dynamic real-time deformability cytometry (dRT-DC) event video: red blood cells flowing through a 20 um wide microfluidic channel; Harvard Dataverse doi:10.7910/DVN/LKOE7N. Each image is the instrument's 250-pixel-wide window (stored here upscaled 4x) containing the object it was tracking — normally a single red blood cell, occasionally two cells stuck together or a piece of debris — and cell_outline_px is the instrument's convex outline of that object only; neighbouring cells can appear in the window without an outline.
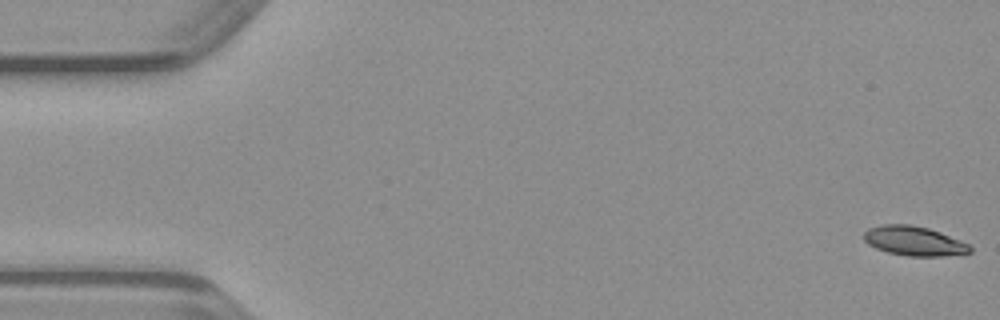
{"species": "common noctule bat (a hibernating species)", "species_latin": "Nyctalus noctula", "temperature_condition": "warm", "stored_images_in_passage": 50, "segment_of_instrument_passage": [1, 2], "camera_frame_rate_fps": 3000, "um_per_image_px": 0.085, "animal": {"sex": "male", "body_mass_g": 23.1, "forearm_length_mm": 52.7}, "frame": {"image": 1, "passage_image": 1, "time_ms": 0.0, "image_size_px": [1000, 320], "cell_outline_px": [[972, 252], [940, 256], [908, 256], [888, 252], [876, 248], [868, 244], [864, 240], [864, 232], [868, 228], [884, 224], [912, 224], [928, 228], [940, 232], [960, 240], [968, 244], [972, 248]], "centroid_in_image_um": [77.68, 20.47], "position_along_channel_um": 7.3, "area_um2": 18.15}}
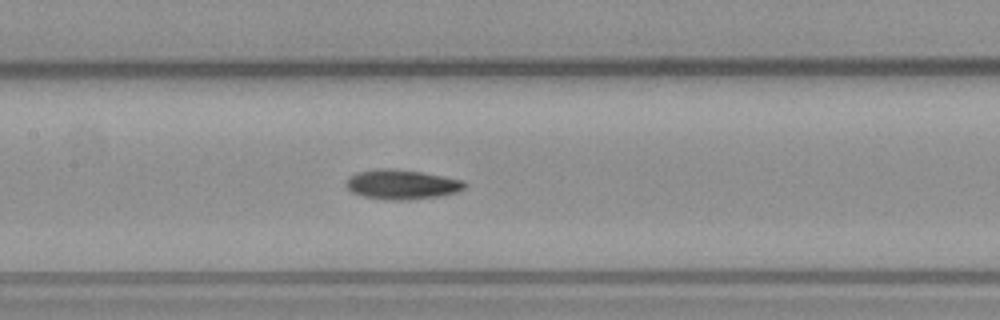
{"frame": {"image": 2, "passage_image": 23, "time_ms": 7.333, "image_size_px": [1000, 320], "cell_outline_px": [[468, 184], [464, 188], [456, 192], [436, 196], [408, 200], [384, 200], [360, 196], [352, 192], [344, 184], [348, 176], [356, 172], [376, 168], [392, 168], [420, 172], [464, 180]], "centroid_in_image_um": [34.09, 15.67], "position_along_channel_um": 173.3, "area_um2": 20.69}}
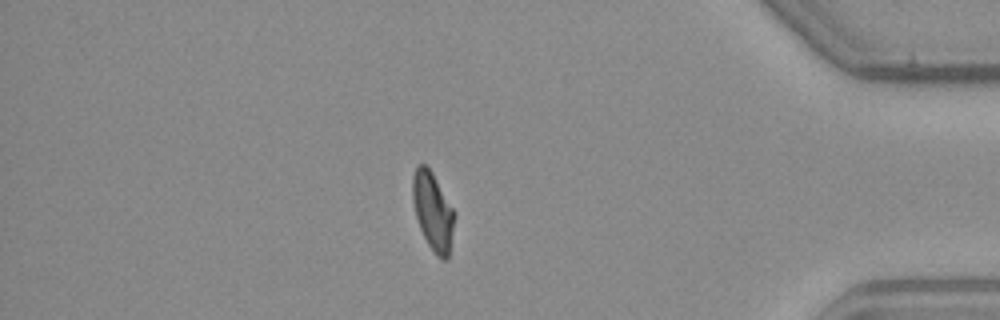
{"frame": {"image": 3, "passage_image": 42, "time_ms": 13.667, "image_size_px": [1000, 320], "cell_outline_px": [[456, 216], [448, 260], [444, 260], [436, 256], [428, 244], [420, 228], [416, 216], [412, 200], [412, 176], [416, 164], [424, 164], [432, 172], [456, 212]], "centroid_in_image_um": [36.81, 17.96], "position_along_channel_um": 398.4, "area_um2": 19.31}}